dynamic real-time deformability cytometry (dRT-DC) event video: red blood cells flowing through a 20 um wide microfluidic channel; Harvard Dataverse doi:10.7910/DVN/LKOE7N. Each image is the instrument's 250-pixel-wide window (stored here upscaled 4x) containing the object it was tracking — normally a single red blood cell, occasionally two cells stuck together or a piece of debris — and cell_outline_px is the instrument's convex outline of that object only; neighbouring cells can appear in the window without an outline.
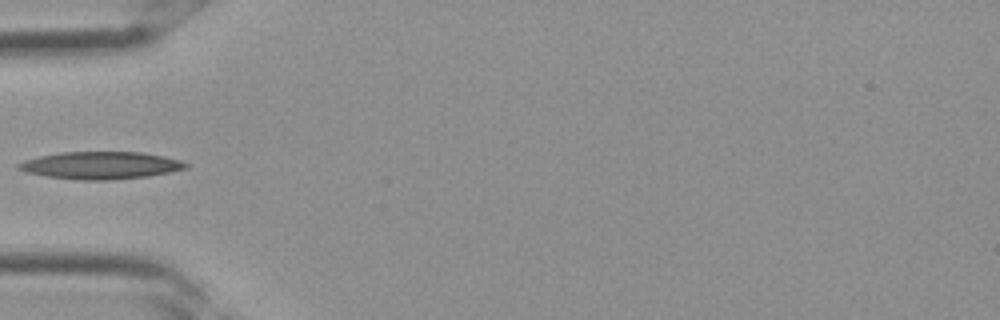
{"species": "Egyptian fruit bat (a non-hibernating species)", "species_latin": "Rousettus aegyptiacus", "temperature_condition": "room temperature", "stored_images_in_passage": 22, "camera_frame_rate_fps": 3000, "um_per_image_px": 0.085, "frame": {"image": 1, "passage_image": 1, "time_ms": 0.0, "image_size_px": [1000, 320], "cell_outline_px": [[192, 164], [188, 168], [148, 176], [112, 180], [80, 180], [48, 176], [28, 172], [16, 168], [16, 164], [24, 160], [40, 156], [64, 152], [140, 152], [164, 156], [180, 160]], "centroid_in_image_um": [8.6, 14.05], "position_along_channel_um": 76.4, "area_um2": 26.65}}
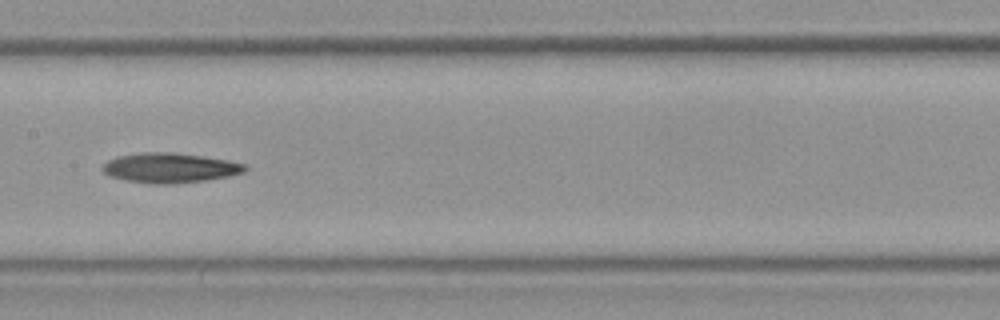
{"frame": {"image": 2, "passage_image": 7, "time_ms": 2.0, "image_size_px": [1000, 320], "cell_outline_px": [[248, 168], [244, 172], [228, 176], [204, 180], [172, 184], [152, 184], [124, 180], [108, 176], [100, 168], [108, 160], [116, 156], [140, 152], [172, 152], [204, 156], [228, 160], [248, 164]], "centroid_in_image_um": [14.42, 14.26], "position_along_channel_um": 193.0, "area_um2": 25.03}}
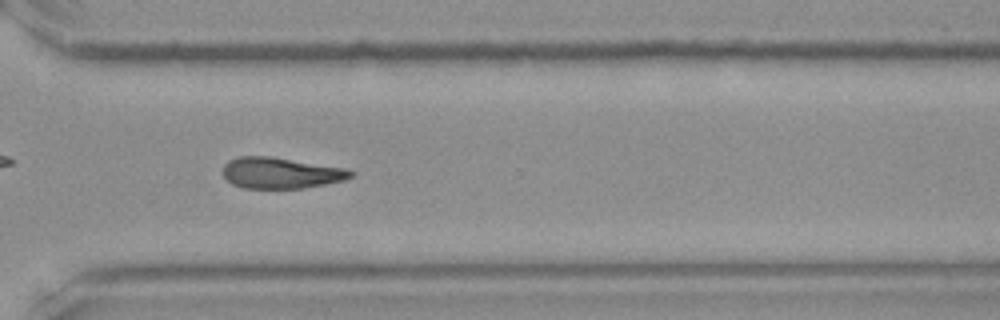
{"frame": {"image": 3, "passage_image": 15, "time_ms": 4.667, "image_size_px": [1000, 320], "cell_outline_px": [[352, 176], [344, 180], [304, 188], [244, 188], [232, 184], [224, 176], [224, 164], [228, 160], [240, 156], [272, 156], [348, 168], [352, 172]], "centroid_in_image_um": [23.87, 14.69], "position_along_channel_um": 346.7, "area_um2": 23.18}}